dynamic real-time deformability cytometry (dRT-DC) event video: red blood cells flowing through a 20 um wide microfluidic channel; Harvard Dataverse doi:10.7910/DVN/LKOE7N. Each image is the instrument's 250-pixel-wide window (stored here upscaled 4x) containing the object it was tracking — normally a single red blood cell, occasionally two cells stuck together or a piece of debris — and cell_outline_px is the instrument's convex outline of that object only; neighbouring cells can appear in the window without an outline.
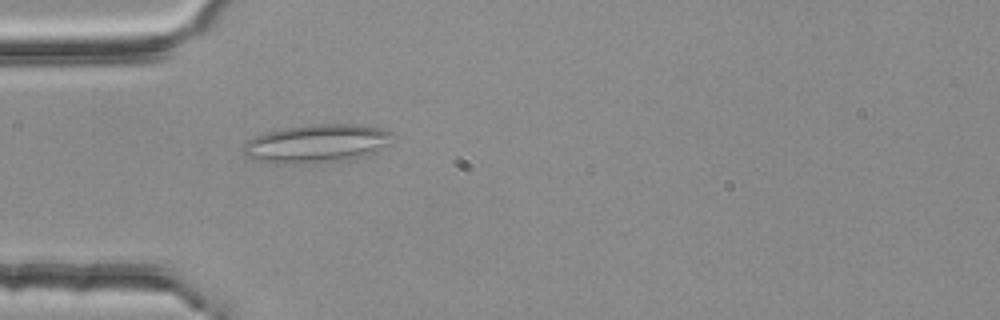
{"species": "common noctule bat (a hibernating species)", "species_latin": "Nyctalus noctula", "temperature_condition": "room temperature", "stored_images_in_passage": 3, "camera_frame_rate_fps": 3000, "um_per_image_px": 0.085, "animal": {"sex": "female", "body_mass_g": 25.1}, "frame": {"image": 1, "passage_image": 3, "time_ms": 0.667, "image_size_px": [1000, 320], "cell_outline_px": [[396, 136], [372, 152], [364, 156], [340, 160], [312, 164], [284, 164], [256, 160], [244, 156], [244, 144], [248, 140], [256, 136], [268, 132], [284, 128], [312, 124], [356, 124], [376, 128], [392, 132]], "centroid_in_image_um": [26.86, 12.21], "position_along_channel_um": 58.1, "area_um2": 32.95}}